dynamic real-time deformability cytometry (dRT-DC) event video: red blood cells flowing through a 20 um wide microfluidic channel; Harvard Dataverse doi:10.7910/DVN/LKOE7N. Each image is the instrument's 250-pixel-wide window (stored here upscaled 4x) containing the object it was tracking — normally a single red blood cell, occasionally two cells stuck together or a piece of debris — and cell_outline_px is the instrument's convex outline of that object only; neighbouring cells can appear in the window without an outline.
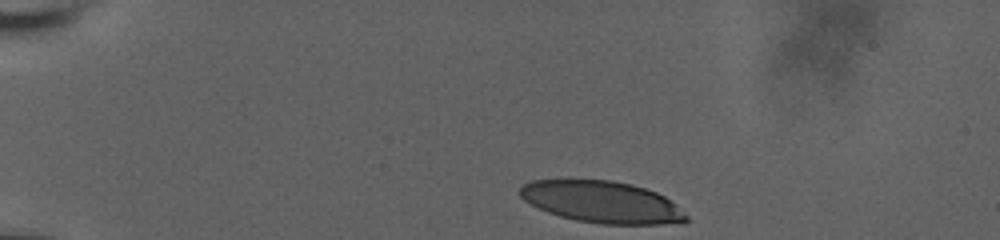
{"species": "human", "species_latin": "Homo sapiens", "temperature_condition": "room temperature", "stored_images_in_passage": 38, "camera_frame_rate_fps": 3000, "um_per_image_px": 0.085, "donor": {"sex": "male"}, "frame": {"image": 1, "passage_image": 1, "time_ms": 0.0, "image_size_px": [1000, 240], "cell_outline_px": [[688, 220], [660, 224], [600, 224], [576, 220], [560, 216], [548, 212], [524, 200], [520, 196], [520, 188], [524, 184], [532, 180], [612, 180], [632, 184], [656, 192], [664, 196], [688, 216]], "centroid_in_image_um": [51.14, 17.16], "position_along_channel_um": 33.9, "area_um2": 39.94}}
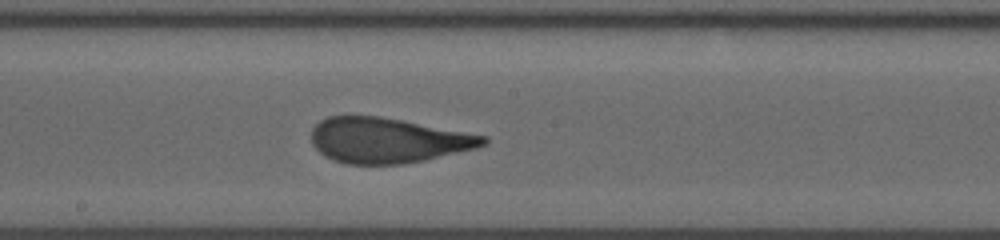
{"frame": {"image": 2, "passage_image": 22, "time_ms": 7.0, "image_size_px": [1000, 240], "cell_outline_px": [[488, 140], [484, 144], [476, 148], [424, 160], [404, 164], [348, 164], [332, 160], [324, 156], [312, 144], [312, 128], [320, 120], [328, 116], [380, 116], [488, 136]], "centroid_in_image_um": [32.93, 11.93], "position_along_channel_um": 215.3, "area_um2": 45.14}}
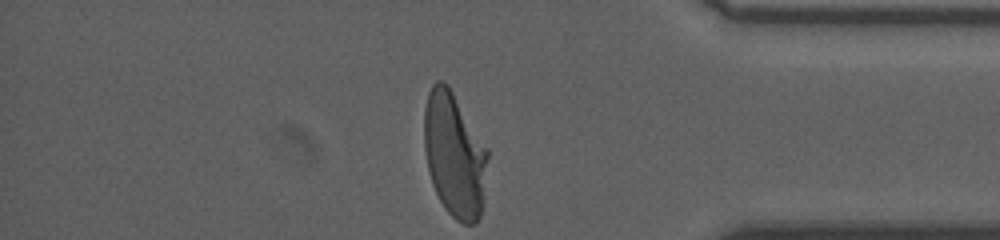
{"frame": {"image": 3, "passage_image": 38, "time_ms": 12.333, "image_size_px": [1000, 240], "cell_outline_px": [[488, 156], [480, 216], [476, 224], [464, 224], [456, 220], [444, 208], [432, 184], [428, 172], [424, 148], [424, 108], [428, 92], [432, 84], [436, 80], [440, 80], [448, 84], [488, 148]], "centroid_in_image_um": [38.6, 13.14], "position_along_channel_um": 396.6, "area_um2": 46.3}, "authors_computed_cell_mechanics": {"area_um2": 45.373, "velocity_mm_per_s": 3.7402, "shape_relaxation_time_tau1_ms": 5.4846, "shape_relaxation_time_tau2_ms": null, "deformation_change_tau1": 0.2146, "deformation_change_tau2": null}}